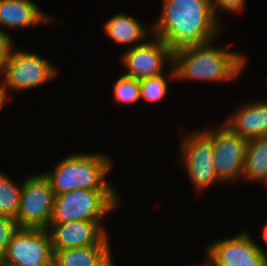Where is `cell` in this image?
Returning a JSON list of instances; mask_svg holds the SVG:
<instances>
[{
	"mask_svg": "<svg viewBox=\"0 0 267 266\" xmlns=\"http://www.w3.org/2000/svg\"><path fill=\"white\" fill-rule=\"evenodd\" d=\"M161 13L153 21V35L174 52L215 41L223 27L211 0H162Z\"/></svg>",
	"mask_w": 267,
	"mask_h": 266,
	"instance_id": "obj_1",
	"label": "cell"
},
{
	"mask_svg": "<svg viewBox=\"0 0 267 266\" xmlns=\"http://www.w3.org/2000/svg\"><path fill=\"white\" fill-rule=\"evenodd\" d=\"M213 42L189 46L173 52V66L177 81L189 79L220 83L239 77L247 63L246 55L216 47Z\"/></svg>",
	"mask_w": 267,
	"mask_h": 266,
	"instance_id": "obj_2",
	"label": "cell"
},
{
	"mask_svg": "<svg viewBox=\"0 0 267 266\" xmlns=\"http://www.w3.org/2000/svg\"><path fill=\"white\" fill-rule=\"evenodd\" d=\"M113 166L110 157L102 153H72L57 162L52 171L43 172L54 195L80 189L115 190L106 180Z\"/></svg>",
	"mask_w": 267,
	"mask_h": 266,
	"instance_id": "obj_3",
	"label": "cell"
},
{
	"mask_svg": "<svg viewBox=\"0 0 267 266\" xmlns=\"http://www.w3.org/2000/svg\"><path fill=\"white\" fill-rule=\"evenodd\" d=\"M116 190L80 189L55 195L50 224L74 221H102L120 207Z\"/></svg>",
	"mask_w": 267,
	"mask_h": 266,
	"instance_id": "obj_4",
	"label": "cell"
},
{
	"mask_svg": "<svg viewBox=\"0 0 267 266\" xmlns=\"http://www.w3.org/2000/svg\"><path fill=\"white\" fill-rule=\"evenodd\" d=\"M58 71L53 63L36 52L14 48L0 79L8 99L10 90L23 92L36 88L53 80Z\"/></svg>",
	"mask_w": 267,
	"mask_h": 266,
	"instance_id": "obj_5",
	"label": "cell"
},
{
	"mask_svg": "<svg viewBox=\"0 0 267 266\" xmlns=\"http://www.w3.org/2000/svg\"><path fill=\"white\" fill-rule=\"evenodd\" d=\"M198 130L181 134V153L177 161L182 163L197 193H202L213 184L223 182L218 178L214 167L212 139L202 129Z\"/></svg>",
	"mask_w": 267,
	"mask_h": 266,
	"instance_id": "obj_6",
	"label": "cell"
},
{
	"mask_svg": "<svg viewBox=\"0 0 267 266\" xmlns=\"http://www.w3.org/2000/svg\"><path fill=\"white\" fill-rule=\"evenodd\" d=\"M53 257L47 229L19 227L0 257V266H53Z\"/></svg>",
	"mask_w": 267,
	"mask_h": 266,
	"instance_id": "obj_7",
	"label": "cell"
},
{
	"mask_svg": "<svg viewBox=\"0 0 267 266\" xmlns=\"http://www.w3.org/2000/svg\"><path fill=\"white\" fill-rule=\"evenodd\" d=\"M55 195L44 173H35L22 182L18 227L47 229L50 225Z\"/></svg>",
	"mask_w": 267,
	"mask_h": 266,
	"instance_id": "obj_8",
	"label": "cell"
},
{
	"mask_svg": "<svg viewBox=\"0 0 267 266\" xmlns=\"http://www.w3.org/2000/svg\"><path fill=\"white\" fill-rule=\"evenodd\" d=\"M207 127L203 131L212 139L218 178L223 183L240 182L243 179L247 140L223 123L219 127Z\"/></svg>",
	"mask_w": 267,
	"mask_h": 266,
	"instance_id": "obj_9",
	"label": "cell"
},
{
	"mask_svg": "<svg viewBox=\"0 0 267 266\" xmlns=\"http://www.w3.org/2000/svg\"><path fill=\"white\" fill-rule=\"evenodd\" d=\"M251 232L215 240L206 247V262L195 266H263L264 257Z\"/></svg>",
	"mask_w": 267,
	"mask_h": 266,
	"instance_id": "obj_10",
	"label": "cell"
},
{
	"mask_svg": "<svg viewBox=\"0 0 267 266\" xmlns=\"http://www.w3.org/2000/svg\"><path fill=\"white\" fill-rule=\"evenodd\" d=\"M148 39L123 52L121 61L127 71L125 76L141 80L164 73L165 63L173 65V51L166 42L154 35Z\"/></svg>",
	"mask_w": 267,
	"mask_h": 266,
	"instance_id": "obj_11",
	"label": "cell"
},
{
	"mask_svg": "<svg viewBox=\"0 0 267 266\" xmlns=\"http://www.w3.org/2000/svg\"><path fill=\"white\" fill-rule=\"evenodd\" d=\"M102 221H74L50 224L47 228L53 253L58 250L92 245H110L109 230Z\"/></svg>",
	"mask_w": 267,
	"mask_h": 266,
	"instance_id": "obj_12",
	"label": "cell"
},
{
	"mask_svg": "<svg viewBox=\"0 0 267 266\" xmlns=\"http://www.w3.org/2000/svg\"><path fill=\"white\" fill-rule=\"evenodd\" d=\"M223 123L247 141L267 135V102L242 103Z\"/></svg>",
	"mask_w": 267,
	"mask_h": 266,
	"instance_id": "obj_13",
	"label": "cell"
},
{
	"mask_svg": "<svg viewBox=\"0 0 267 266\" xmlns=\"http://www.w3.org/2000/svg\"><path fill=\"white\" fill-rule=\"evenodd\" d=\"M52 21L32 0H0V29H23Z\"/></svg>",
	"mask_w": 267,
	"mask_h": 266,
	"instance_id": "obj_14",
	"label": "cell"
},
{
	"mask_svg": "<svg viewBox=\"0 0 267 266\" xmlns=\"http://www.w3.org/2000/svg\"><path fill=\"white\" fill-rule=\"evenodd\" d=\"M146 27L132 15L121 12L110 17L103 25V30L115 43L130 45L127 48L130 49L145 43L146 38L153 35L152 25Z\"/></svg>",
	"mask_w": 267,
	"mask_h": 266,
	"instance_id": "obj_15",
	"label": "cell"
},
{
	"mask_svg": "<svg viewBox=\"0 0 267 266\" xmlns=\"http://www.w3.org/2000/svg\"><path fill=\"white\" fill-rule=\"evenodd\" d=\"M243 179L267 184V135L247 141Z\"/></svg>",
	"mask_w": 267,
	"mask_h": 266,
	"instance_id": "obj_16",
	"label": "cell"
},
{
	"mask_svg": "<svg viewBox=\"0 0 267 266\" xmlns=\"http://www.w3.org/2000/svg\"><path fill=\"white\" fill-rule=\"evenodd\" d=\"M110 251V245H92L54 252L53 266H96Z\"/></svg>",
	"mask_w": 267,
	"mask_h": 266,
	"instance_id": "obj_17",
	"label": "cell"
},
{
	"mask_svg": "<svg viewBox=\"0 0 267 266\" xmlns=\"http://www.w3.org/2000/svg\"><path fill=\"white\" fill-rule=\"evenodd\" d=\"M22 185L0 171V215L16 218L20 211Z\"/></svg>",
	"mask_w": 267,
	"mask_h": 266,
	"instance_id": "obj_18",
	"label": "cell"
},
{
	"mask_svg": "<svg viewBox=\"0 0 267 266\" xmlns=\"http://www.w3.org/2000/svg\"><path fill=\"white\" fill-rule=\"evenodd\" d=\"M169 74L167 71L166 76L165 73L156 75V76H151L148 78H143L139 80L140 84V97L142 100L150 103H154L157 101H161L166 97L167 90L168 88V82L170 80H175L176 79V73L174 66H170ZM165 75V76H164ZM168 80V81H167Z\"/></svg>",
	"mask_w": 267,
	"mask_h": 266,
	"instance_id": "obj_19",
	"label": "cell"
},
{
	"mask_svg": "<svg viewBox=\"0 0 267 266\" xmlns=\"http://www.w3.org/2000/svg\"><path fill=\"white\" fill-rule=\"evenodd\" d=\"M114 101L130 105L141 100L139 80L121 75L113 85Z\"/></svg>",
	"mask_w": 267,
	"mask_h": 266,
	"instance_id": "obj_20",
	"label": "cell"
},
{
	"mask_svg": "<svg viewBox=\"0 0 267 266\" xmlns=\"http://www.w3.org/2000/svg\"><path fill=\"white\" fill-rule=\"evenodd\" d=\"M18 228L15 218L0 215V257L5 252L13 234Z\"/></svg>",
	"mask_w": 267,
	"mask_h": 266,
	"instance_id": "obj_21",
	"label": "cell"
},
{
	"mask_svg": "<svg viewBox=\"0 0 267 266\" xmlns=\"http://www.w3.org/2000/svg\"><path fill=\"white\" fill-rule=\"evenodd\" d=\"M14 48L13 39L6 31L0 29V74L4 71Z\"/></svg>",
	"mask_w": 267,
	"mask_h": 266,
	"instance_id": "obj_22",
	"label": "cell"
},
{
	"mask_svg": "<svg viewBox=\"0 0 267 266\" xmlns=\"http://www.w3.org/2000/svg\"><path fill=\"white\" fill-rule=\"evenodd\" d=\"M214 15L218 20V10H222L228 13H240L244 10V6L246 5V0H211Z\"/></svg>",
	"mask_w": 267,
	"mask_h": 266,
	"instance_id": "obj_23",
	"label": "cell"
},
{
	"mask_svg": "<svg viewBox=\"0 0 267 266\" xmlns=\"http://www.w3.org/2000/svg\"><path fill=\"white\" fill-rule=\"evenodd\" d=\"M262 235H263V239L265 241V244L267 246V224L263 227V230H262ZM258 246V249L260 250L261 254L263 255L264 257V260L267 259V251L266 249L264 250V248H262V246L260 244H257Z\"/></svg>",
	"mask_w": 267,
	"mask_h": 266,
	"instance_id": "obj_24",
	"label": "cell"
},
{
	"mask_svg": "<svg viewBox=\"0 0 267 266\" xmlns=\"http://www.w3.org/2000/svg\"><path fill=\"white\" fill-rule=\"evenodd\" d=\"M111 251L96 266H114Z\"/></svg>",
	"mask_w": 267,
	"mask_h": 266,
	"instance_id": "obj_25",
	"label": "cell"
},
{
	"mask_svg": "<svg viewBox=\"0 0 267 266\" xmlns=\"http://www.w3.org/2000/svg\"><path fill=\"white\" fill-rule=\"evenodd\" d=\"M7 100L10 101V99H7V97H6V94L4 92V88H3V85H2V81L0 79V112L3 109L4 104L6 103Z\"/></svg>",
	"mask_w": 267,
	"mask_h": 266,
	"instance_id": "obj_26",
	"label": "cell"
},
{
	"mask_svg": "<svg viewBox=\"0 0 267 266\" xmlns=\"http://www.w3.org/2000/svg\"><path fill=\"white\" fill-rule=\"evenodd\" d=\"M263 266H267V259L264 260V262H263Z\"/></svg>",
	"mask_w": 267,
	"mask_h": 266,
	"instance_id": "obj_27",
	"label": "cell"
}]
</instances>
